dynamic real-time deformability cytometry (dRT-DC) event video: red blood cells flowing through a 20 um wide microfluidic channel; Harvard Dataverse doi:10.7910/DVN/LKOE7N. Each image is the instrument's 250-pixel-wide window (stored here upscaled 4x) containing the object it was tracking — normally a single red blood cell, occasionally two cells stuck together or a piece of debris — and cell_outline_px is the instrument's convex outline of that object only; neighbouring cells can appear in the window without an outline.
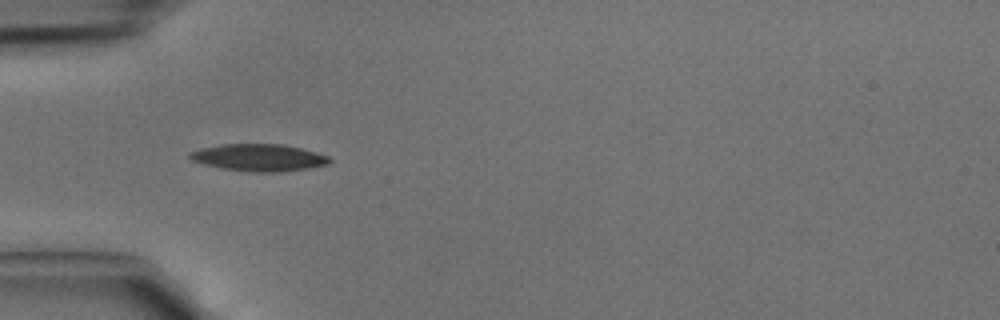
{"species": "common noctule bat (a hibernating species)", "species_latin": "Nyctalus noctula", "temperature_condition": "cold", "stored_images_in_passage": 3, "camera_frame_rate_fps": 3000, "um_per_image_px": 0.085, "animal": {"sex": "male", "body_mass_g": 15.6}, "frame": {"image": 1, "passage_image": 3, "time_ms": 0.667, "image_size_px": [1000, 320], "cell_outline_px": [[332, 160], [328, 164], [308, 168], [280, 172], [252, 172], [224, 168], [204, 164], [192, 160], [188, 156], [188, 152], [200, 148], [220, 144], [280, 144], [300, 148], [316, 152], [328, 156]], "centroid_in_image_um": [21.99, 13.39], "position_along_channel_um": 63.0, "area_um2": 21.96}}